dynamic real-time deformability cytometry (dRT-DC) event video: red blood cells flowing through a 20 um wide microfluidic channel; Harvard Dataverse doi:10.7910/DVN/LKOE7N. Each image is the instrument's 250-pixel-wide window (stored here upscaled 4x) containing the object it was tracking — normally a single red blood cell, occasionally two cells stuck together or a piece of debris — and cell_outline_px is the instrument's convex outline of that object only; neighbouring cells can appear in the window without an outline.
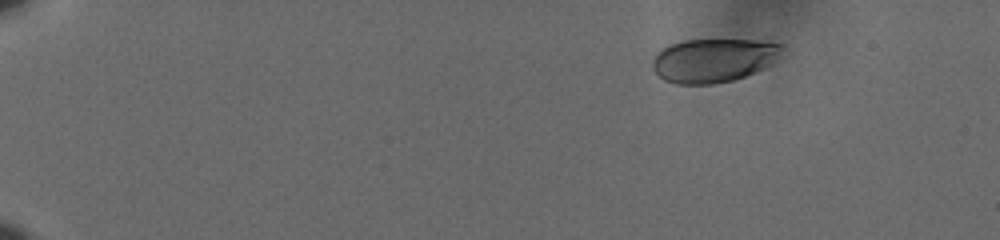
{"species": "human", "species_latin": "Homo sapiens", "temperature_condition": "cold", "stored_images_in_passage": 52, "camera_frame_rate_fps": 3000, "um_per_image_px": 0.085, "donor": {"sex": "male"}, "frame": {"image": 1, "passage_image": 1, "time_ms": 0.0, "image_size_px": [1000, 240], "cell_outline_px": [[784, 48], [780, 56], [772, 64], [764, 68], [744, 76], [732, 80], [712, 84], [676, 84], [664, 80], [652, 68], [652, 56], [660, 48], [668, 44], [684, 40], [752, 40], [780, 44]], "centroid_in_image_um": [60.6, 5.12], "position_along_channel_um": 24.4, "area_um2": 33.18}}
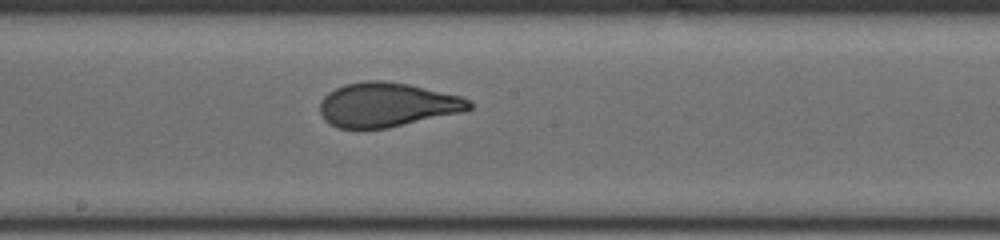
{"frame": {"image": 2, "passage_image": 28, "time_ms": 9.0, "image_size_px": [1000, 240], "cell_outline_px": [[472, 108], [460, 112], [388, 128], [336, 128], [328, 124], [324, 120], [320, 112], [320, 100], [328, 92], [344, 84], [364, 80], [380, 80], [408, 84], [460, 96], [472, 100]], "centroid_in_image_um": [32.85, 8.9], "position_along_channel_um": 215.4, "area_um2": 38.49}}
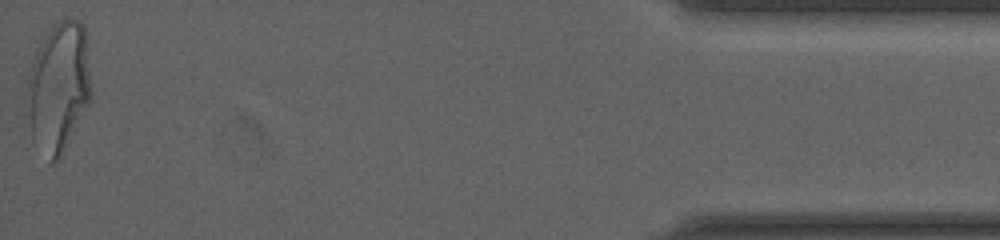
{"frame": {"image": 3, "passage_image": 52, "time_ms": 17.0, "image_size_px": [1000, 240], "cell_outline_px": [[92, 100], [60, 160], [56, 164], [32, 140], [24, 100], [24, 92], [28, 76], [36, 48], [44, 36], [60, 20], [76, 20], [84, 24], [92, 88]], "centroid_in_image_um": [4.97, 7.45], "position_along_channel_um": 430.2, "area_um2": 49.53}, "authors_computed_cell_mechanics": {"area_um2": 38.6104, "velocity_mm_per_s": 3.6004, "shape_relaxation_time_tau1_ms": 4.3865, "shape_relaxation_time_tau2_ms": null, "deformation_change_tau1": 0.1783, "deformation_change_tau2": null}}